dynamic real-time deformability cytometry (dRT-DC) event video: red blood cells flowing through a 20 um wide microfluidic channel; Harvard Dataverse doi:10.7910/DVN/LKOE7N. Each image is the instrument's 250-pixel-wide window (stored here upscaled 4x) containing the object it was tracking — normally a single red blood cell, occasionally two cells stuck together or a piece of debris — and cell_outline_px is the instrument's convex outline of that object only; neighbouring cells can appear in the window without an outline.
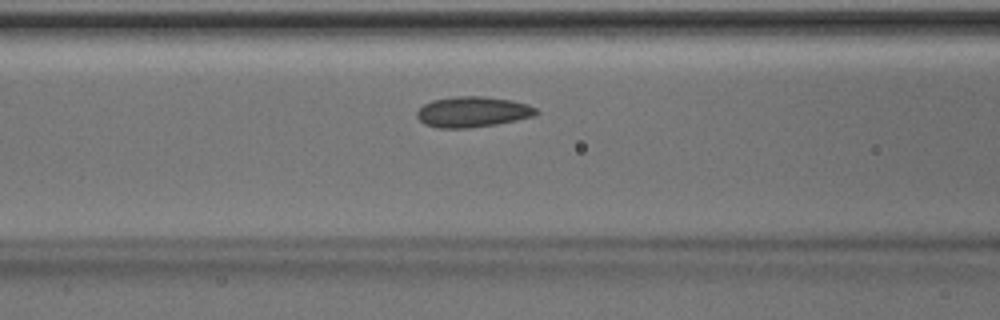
{"species": "Egyptian fruit bat (a non-hibernating species)", "species_latin": "Rousettus aegyptiacus", "temperature_condition": "room temperature", "stored_images_in_passage": 35, "camera_frame_rate_fps": 3000, "um_per_image_px": 0.085, "animal": {"sex": "male"}, "frame": {"image": 1, "passage_image": 10, "time_ms": 3.0, "image_size_px": [1000, 320], "cell_outline_px": [[540, 112], [536, 116], [496, 124], [468, 128], [436, 128], [424, 124], [416, 116], [416, 112], [424, 104], [432, 100], [452, 96], [484, 96], [512, 100], [528, 104], [536, 108]], "centroid_in_image_um": [40.18, 9.5], "position_along_channel_um": 126.4, "area_um2": 21.5}}
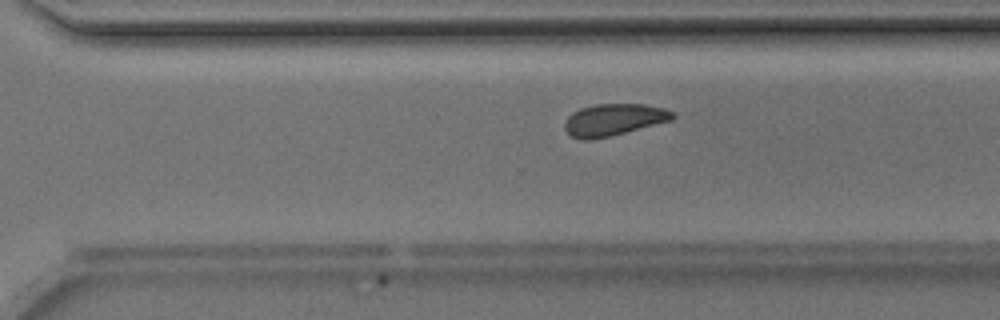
{"frame": {"image": 2, "passage_image": 24, "time_ms": 7.667, "image_size_px": [1000, 320], "cell_outline_px": [[676, 116], [672, 120], [592, 140], [580, 140], [572, 136], [564, 128], [564, 124], [568, 116], [572, 112], [580, 108], [596, 104], [644, 104], [664, 108], [672, 112]], "centroid_in_image_um": [52.14, 10.17], "position_along_channel_um": 318.5, "area_um2": 19.88}}
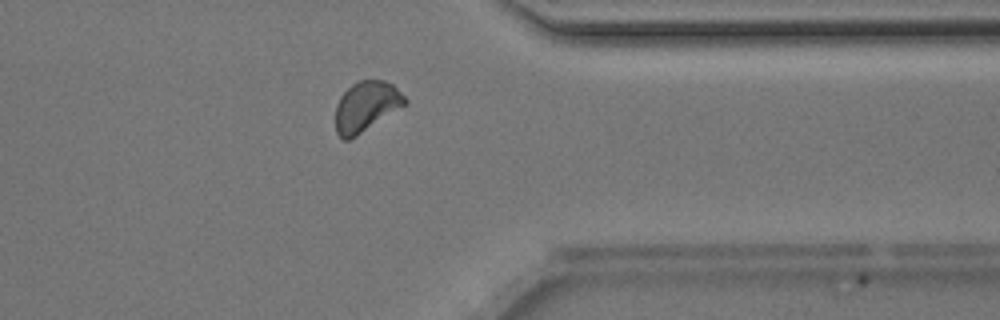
{"frame": {"image": 3, "passage_image": 29, "time_ms": 9.333, "image_size_px": [1000, 320], "cell_outline_px": [[408, 104], [356, 136], [348, 140], [344, 140], [336, 132], [336, 104], [340, 96], [352, 84], [360, 80], [384, 80], [392, 84], [408, 100]], "centroid_in_image_um": [31.14, 9.05], "position_along_channel_um": 380.3, "area_um2": 20.29}}